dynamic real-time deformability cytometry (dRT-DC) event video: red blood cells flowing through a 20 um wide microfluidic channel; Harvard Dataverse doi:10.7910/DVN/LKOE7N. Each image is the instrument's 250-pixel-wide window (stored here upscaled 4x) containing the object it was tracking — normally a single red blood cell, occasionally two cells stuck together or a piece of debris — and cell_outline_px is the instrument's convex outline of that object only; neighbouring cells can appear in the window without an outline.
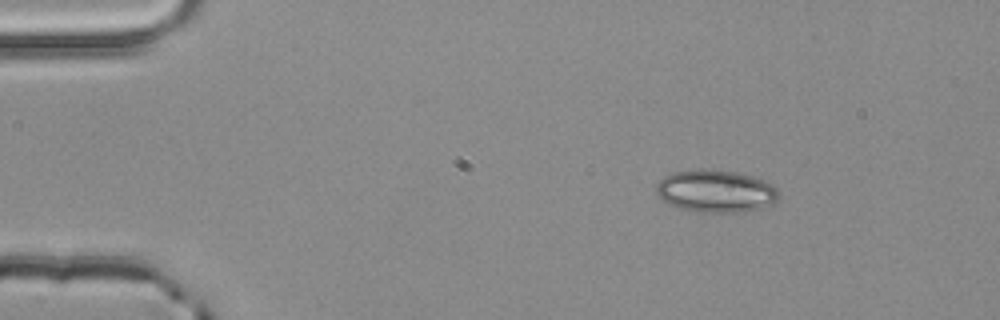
{"species": "common noctule bat (a hibernating species)", "species_latin": "Nyctalus noctula", "temperature_condition": "room temperature", "stored_images_in_passage": 3, "camera_frame_rate_fps": 3000, "um_per_image_px": 0.085, "animal": {"sex": "male", "body_mass_g": 20.4}, "frame": {"image": 1, "passage_image": 1, "time_ms": 0.0, "image_size_px": [1000, 320], "cell_outline_px": [[780, 196], [772, 204], [760, 208], [736, 212], [696, 212], [680, 208], [664, 200], [656, 192], [656, 184], [664, 176], [672, 172], [700, 168], [716, 168], [736, 172], [752, 176], [764, 180], [772, 184], [780, 192]], "centroid_in_image_um": [60.85, 16.22], "position_along_channel_um": 24.1, "area_um2": 30.52}}